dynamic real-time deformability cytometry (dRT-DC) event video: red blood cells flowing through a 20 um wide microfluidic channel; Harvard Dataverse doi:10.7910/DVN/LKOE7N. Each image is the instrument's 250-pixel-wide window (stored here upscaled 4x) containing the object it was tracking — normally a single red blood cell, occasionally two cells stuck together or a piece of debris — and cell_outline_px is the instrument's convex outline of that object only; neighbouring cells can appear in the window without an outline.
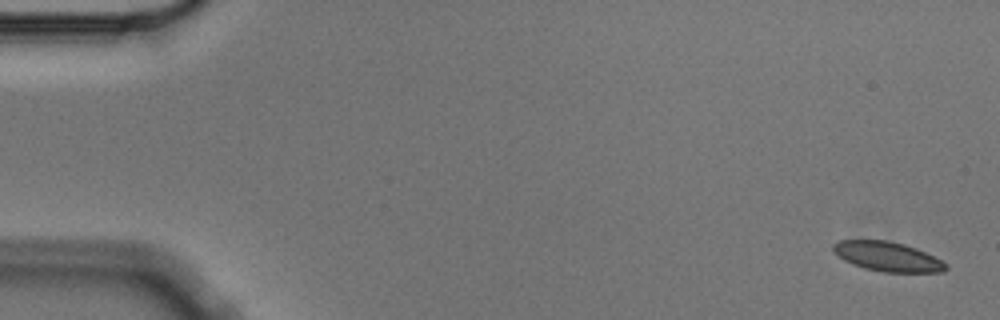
{"species": "Egyptian fruit bat (a non-hibernating species)", "species_latin": "Rousettus aegyptiacus", "temperature_condition": "cold", "stored_images_in_passage": 5, "camera_frame_rate_fps": 3000, "um_per_image_px": 0.085, "animal": {"sex": "male"}, "frame": {"image": 1, "passage_image": 1, "time_ms": 0.0, "image_size_px": [1000, 320], "cell_outline_px": [[948, 268], [944, 272], [880, 272], [864, 268], [852, 264], [836, 256], [832, 248], [832, 244], [840, 240], [888, 240], [904, 244], [916, 248], [948, 264]], "centroid_in_image_um": [75.41, 21.81], "position_along_channel_um": 9.6, "area_um2": 19.48}}
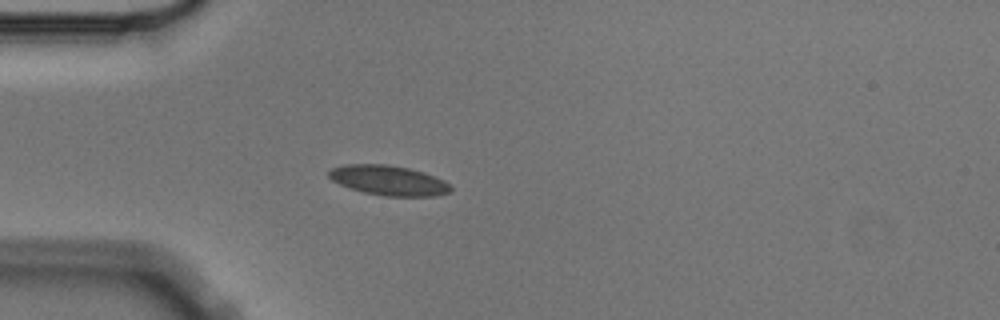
{"frame": {"image": 2, "passage_image": 5, "time_ms": 1.333, "image_size_px": [1000, 320], "cell_outline_px": [[452, 192], [436, 196], [384, 196], [364, 192], [348, 188], [332, 180], [328, 176], [328, 172], [332, 168], [344, 164], [384, 164], [408, 168], [424, 172], [444, 180], [452, 188]], "centroid_in_image_um": [33.03, 15.34], "position_along_channel_um": 52.0, "area_um2": 21.27}}